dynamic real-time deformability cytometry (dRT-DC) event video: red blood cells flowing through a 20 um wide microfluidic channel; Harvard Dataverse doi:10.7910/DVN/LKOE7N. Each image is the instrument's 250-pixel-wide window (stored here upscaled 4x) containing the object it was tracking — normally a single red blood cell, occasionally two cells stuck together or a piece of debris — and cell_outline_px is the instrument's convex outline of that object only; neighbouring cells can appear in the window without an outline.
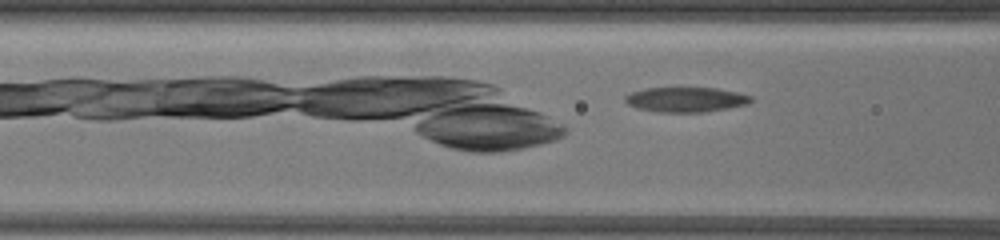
{"species": "common noctule bat (a hibernating species)", "species_latin": "Nyctalus noctula", "temperature_condition": "warm", "stored_images_in_passage": 41, "camera_frame_rate_fps": 3000, "um_per_image_px": 0.085, "animal": {"sex": "female", "body_mass_g": 19.5, "forearm_length_mm": 54.1}, "frame": {"image": 1, "passage_image": 9, "time_ms": 1.333, "image_size_px": [1000, 240], "cell_outline_px": [[752, 100], [748, 104], [728, 108], [704, 112], [660, 112], [640, 108], [628, 104], [624, 100], [624, 96], [632, 92], [644, 88], [716, 88], [736, 92], [752, 96]], "centroid_in_image_um": [58.31, 8.46], "position_along_channel_um": 108.3, "area_um2": 18.09}}